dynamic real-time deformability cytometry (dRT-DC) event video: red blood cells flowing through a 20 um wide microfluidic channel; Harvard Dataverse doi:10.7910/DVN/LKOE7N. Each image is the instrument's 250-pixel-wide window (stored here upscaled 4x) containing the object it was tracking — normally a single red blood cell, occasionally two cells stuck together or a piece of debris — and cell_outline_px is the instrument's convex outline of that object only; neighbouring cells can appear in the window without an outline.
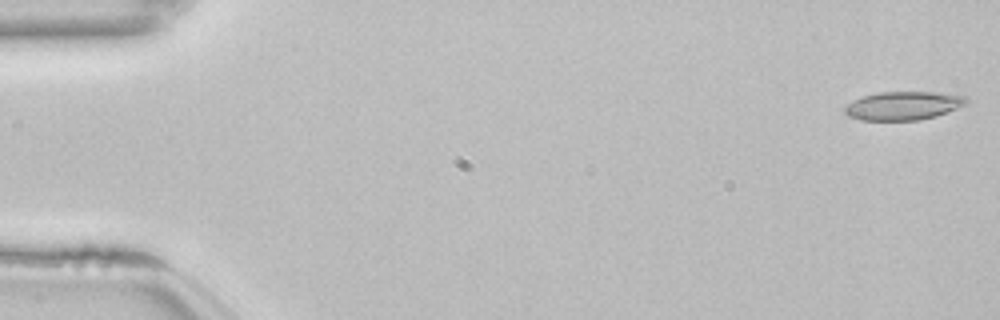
{"species": "common noctule bat (a hibernating species)", "species_latin": "Nyctalus noctula", "temperature_condition": "room temperature", "stored_images_in_passage": 49, "camera_frame_rate_fps": 3000, "um_per_image_px": 0.085, "animal": {"sex": "female", "body_mass_g": 22.7, "forearm_length_mm": 54.2}, "frame": {"image": 1, "passage_image": 1, "time_ms": 0.0, "image_size_px": [1000, 320], "cell_outline_px": [[968, 104], [936, 116], [920, 120], [860, 120], [848, 116], [844, 112], [844, 108], [848, 104], [860, 96], [876, 92], [936, 92], [964, 96], [968, 100]], "centroid_in_image_um": [76.76, 8.98], "position_along_channel_um": 8.2, "area_um2": 20.29}}
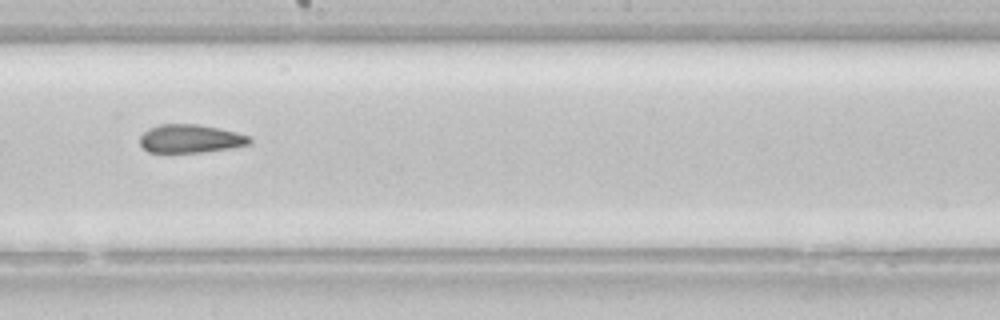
{"frame": {"image": 2, "passage_image": 30, "time_ms": 9.667, "image_size_px": [1000, 320], "cell_outline_px": [[252, 144], [232, 148], [200, 152], [148, 152], [140, 144], [140, 136], [148, 128], [160, 124], [200, 124], [220, 128], [252, 136]], "centroid_in_image_um": [16.23, 11.78], "position_along_channel_um": 232.0, "area_um2": 18.32}}
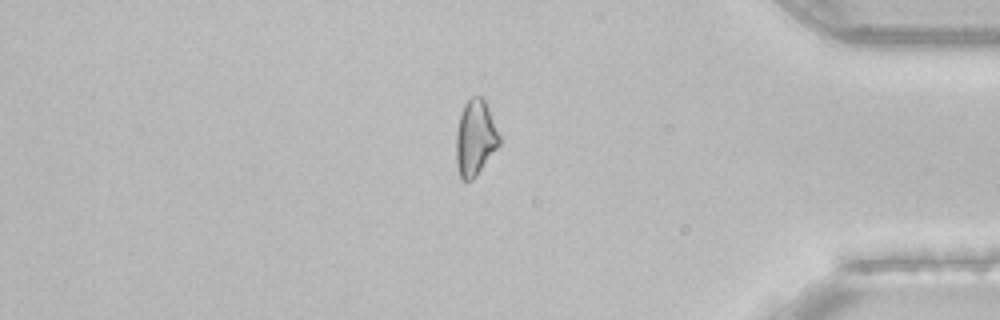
{"frame": {"image": 3, "passage_image": 45, "time_ms": 14.667, "image_size_px": [1000, 320], "cell_outline_px": [[500, 144], [476, 176], [472, 180], [464, 180], [460, 176], [456, 164], [456, 132], [460, 116], [464, 104], [472, 96], [484, 96], [500, 136]], "centroid_in_image_um": [40.4, 11.7], "position_along_channel_um": 394.8, "area_um2": 19.07}, "authors_computed_cell_mechanics": {"area_um2": 19.4208, "velocity_mm_per_s": 3.8601, "shape_relaxation_time_tau1_ms": 7.4284, "shape_relaxation_time_tau2_ms": 2.7505, "deformation_change_tau1": 0.1626, "deformation_change_tau2": 0.1109}}